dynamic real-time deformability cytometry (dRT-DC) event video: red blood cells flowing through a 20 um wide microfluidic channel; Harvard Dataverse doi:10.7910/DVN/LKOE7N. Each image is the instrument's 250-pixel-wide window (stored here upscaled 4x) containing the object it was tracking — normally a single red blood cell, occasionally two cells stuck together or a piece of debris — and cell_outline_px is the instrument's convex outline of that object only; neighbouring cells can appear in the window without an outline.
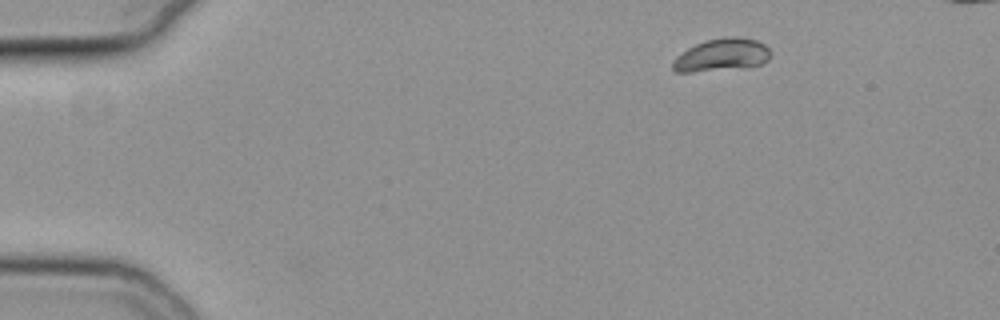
{"species": "common noctule bat (a hibernating species)", "species_latin": "Nyctalus noctula", "temperature_condition": "cold", "stored_images_in_passage": 41, "camera_frame_rate_fps": 3000, "um_per_image_px": 0.085, "animal": {"sex": "female", "body_mass_g": 19.3, "forearm_length_mm": 54.1}, "frame": {"image": 1, "passage_image": 1, "time_ms": 0.0, "image_size_px": [1000, 320], "cell_outline_px": [[772, 52], [768, 60], [760, 64], [748, 68], [692, 72], [672, 72], [672, 60], [676, 56], [688, 48], [704, 40], [724, 36], [736, 36], [756, 40], [764, 44]], "centroid_in_image_um": [61.34, 4.68], "position_along_channel_um": 23.7, "area_um2": 19.07}}
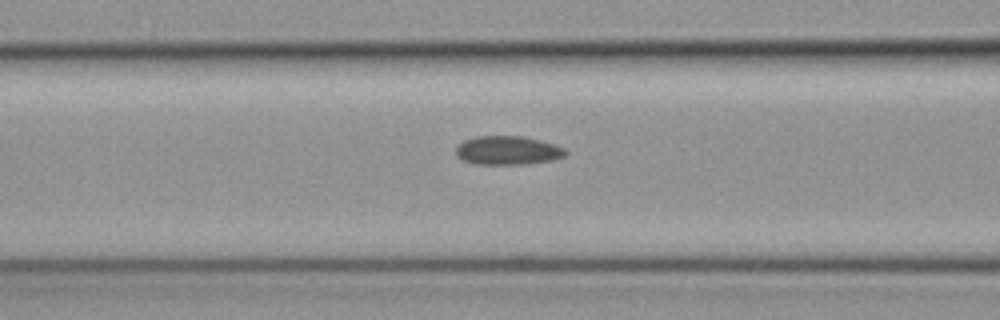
{"frame": {"image": 2, "passage_image": 20, "time_ms": 6.333, "image_size_px": [1000, 320], "cell_outline_px": [[568, 152], [564, 156], [556, 160], [520, 164], [476, 164], [464, 160], [456, 156], [456, 148], [464, 140], [476, 136], [520, 136], [556, 144], [564, 148]], "centroid_in_image_um": [43.17, 12.78], "position_along_channel_um": 123.4, "area_um2": 18.32}}
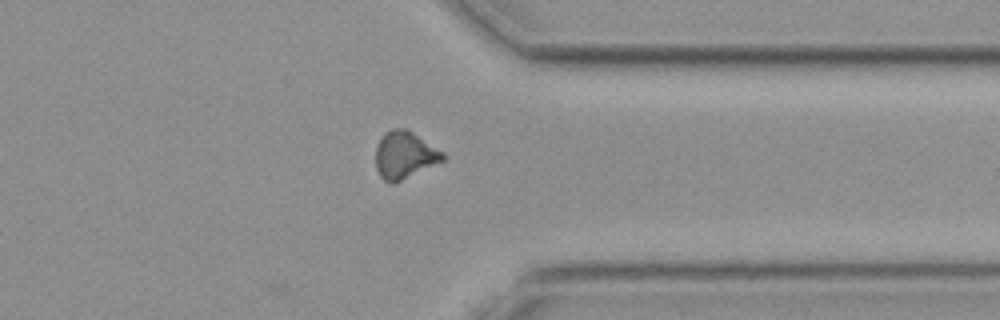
{"frame": {"image": 3, "passage_image": 41, "time_ms": 13.333, "image_size_px": [1000, 320], "cell_outline_px": [[448, 156], [444, 160], [392, 184], [384, 180], [380, 176], [376, 168], [376, 148], [380, 136], [384, 132], [392, 128], [408, 128], [444, 152]], "centroid_in_image_um": [34.39, 13.14], "position_along_channel_um": 377.0, "area_um2": 18.67}}